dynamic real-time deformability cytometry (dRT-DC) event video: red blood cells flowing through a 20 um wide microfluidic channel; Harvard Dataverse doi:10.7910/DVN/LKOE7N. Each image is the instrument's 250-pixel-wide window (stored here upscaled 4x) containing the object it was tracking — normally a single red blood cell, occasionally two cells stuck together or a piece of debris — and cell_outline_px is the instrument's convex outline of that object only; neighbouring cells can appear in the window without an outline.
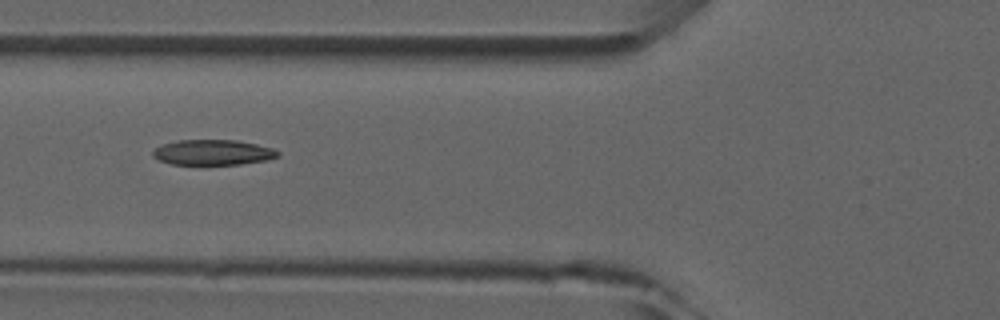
{"species": "common noctule bat (a hibernating species)", "species_latin": "Nyctalus noctula", "temperature_condition": "room temperature", "stored_images_in_passage": 7, "camera_frame_rate_fps": 3000, "um_per_image_px": 0.085, "animal": {"sex": "male", "forearm_length_mm": 52.5}, "frame": {"image": 1, "passage_image": 6, "time_ms": 5.667, "image_size_px": [1000, 320], "cell_outline_px": [[280, 156], [268, 160], [240, 164], [172, 164], [160, 160], [152, 156], [152, 152], [160, 144], [176, 140], [236, 140], [256, 144], [272, 148], [280, 152]], "centroid_in_image_um": [18.1, 12.94], "position_along_channel_um": 107.7, "area_um2": 18.5}}
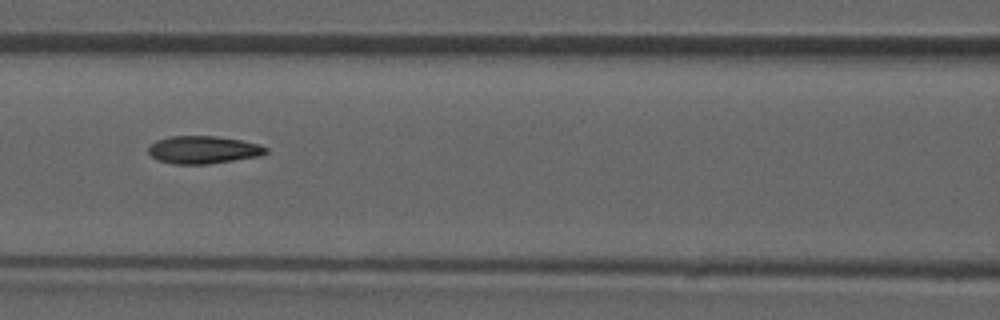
{"frame": {"image": 2, "passage_image": 7, "time_ms": 6.667, "image_size_px": [1000, 320], "cell_outline_px": [[268, 152], [260, 156], [208, 164], [172, 164], [156, 160], [148, 152], [148, 148], [156, 140], [168, 136], [216, 136], [240, 140], [260, 144], [268, 148]], "centroid_in_image_um": [17.27, 12.73], "position_along_channel_um": 149.3, "area_um2": 19.07}}